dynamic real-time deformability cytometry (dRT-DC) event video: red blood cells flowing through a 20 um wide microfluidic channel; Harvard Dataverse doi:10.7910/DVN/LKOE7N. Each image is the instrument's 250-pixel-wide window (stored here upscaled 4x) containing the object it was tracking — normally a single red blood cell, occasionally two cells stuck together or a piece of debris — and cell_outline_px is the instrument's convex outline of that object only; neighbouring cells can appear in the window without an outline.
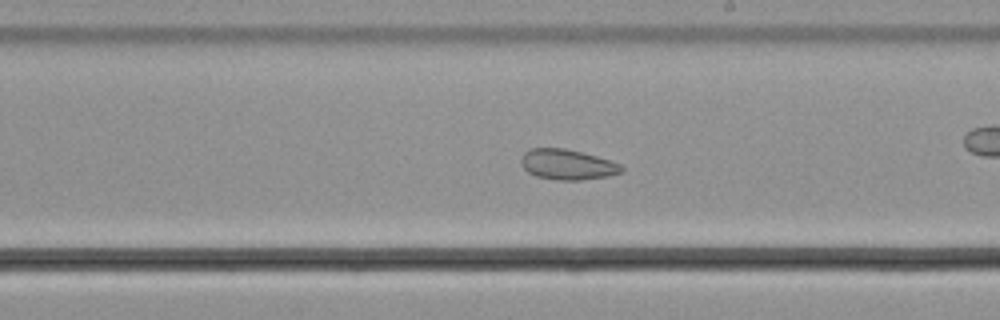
{"species": "common noctule bat (a hibernating species)", "species_latin": "Nyctalus noctula", "temperature_condition": "cold", "stored_images_in_passage": 58, "camera_frame_rate_fps": 3000, "um_per_image_px": 0.085, "animal": {"sex": "male", "body_mass_g": 21.5, "forearm_length_mm": 52.0}, "frame": {"image": 1, "passage_image": 34, "time_ms": 11.0, "image_size_px": [1000, 320], "cell_outline_px": [[624, 168], [620, 172], [608, 176], [580, 180], [556, 180], [536, 176], [528, 172], [520, 164], [520, 156], [528, 148], [564, 148], [596, 156], [620, 164]], "centroid_in_image_um": [48.16, 13.98], "position_along_channel_um": 240.8, "area_um2": 17.74}, "authors_computed_cell_mechanics": {"area_um2": 25.2008, "velocity_mm_per_s": 3.6728, "shape_relaxation_time_tau1_ms": null, "shape_relaxation_time_tau2_ms": 4.6862, "deformation_change_tau1": null, "deformation_change_tau2": 0.0837}}